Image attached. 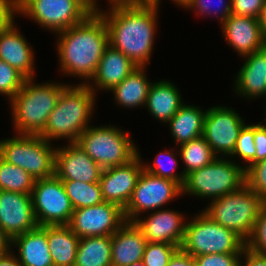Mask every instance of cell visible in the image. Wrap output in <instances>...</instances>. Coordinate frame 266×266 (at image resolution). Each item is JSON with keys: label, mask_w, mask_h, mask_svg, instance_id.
Segmentation results:
<instances>
[{"label": "cell", "mask_w": 266, "mask_h": 266, "mask_svg": "<svg viewBox=\"0 0 266 266\" xmlns=\"http://www.w3.org/2000/svg\"><path fill=\"white\" fill-rule=\"evenodd\" d=\"M110 4L108 12L98 11L108 29L109 45L137 67H146L154 46L159 6L150 1Z\"/></svg>", "instance_id": "obj_1"}, {"label": "cell", "mask_w": 266, "mask_h": 266, "mask_svg": "<svg viewBox=\"0 0 266 266\" xmlns=\"http://www.w3.org/2000/svg\"><path fill=\"white\" fill-rule=\"evenodd\" d=\"M59 35V36H58ZM56 49L63 74L92 79L97 65L109 45V34L103 17L91 13L84 21L57 34Z\"/></svg>", "instance_id": "obj_2"}, {"label": "cell", "mask_w": 266, "mask_h": 266, "mask_svg": "<svg viewBox=\"0 0 266 266\" xmlns=\"http://www.w3.org/2000/svg\"><path fill=\"white\" fill-rule=\"evenodd\" d=\"M95 95L87 84L67 85L39 135L49 142L62 138L76 143L89 127Z\"/></svg>", "instance_id": "obj_3"}, {"label": "cell", "mask_w": 266, "mask_h": 266, "mask_svg": "<svg viewBox=\"0 0 266 266\" xmlns=\"http://www.w3.org/2000/svg\"><path fill=\"white\" fill-rule=\"evenodd\" d=\"M68 84H36L26 79L20 91L10 100L13 124L18 134L39 135Z\"/></svg>", "instance_id": "obj_4"}, {"label": "cell", "mask_w": 266, "mask_h": 266, "mask_svg": "<svg viewBox=\"0 0 266 266\" xmlns=\"http://www.w3.org/2000/svg\"><path fill=\"white\" fill-rule=\"evenodd\" d=\"M211 201L203 212L247 242L265 202L246 184L237 191Z\"/></svg>", "instance_id": "obj_5"}, {"label": "cell", "mask_w": 266, "mask_h": 266, "mask_svg": "<svg viewBox=\"0 0 266 266\" xmlns=\"http://www.w3.org/2000/svg\"><path fill=\"white\" fill-rule=\"evenodd\" d=\"M115 126H89L76 144L102 169L130 163L138 155L131 136Z\"/></svg>", "instance_id": "obj_6"}, {"label": "cell", "mask_w": 266, "mask_h": 266, "mask_svg": "<svg viewBox=\"0 0 266 266\" xmlns=\"http://www.w3.org/2000/svg\"><path fill=\"white\" fill-rule=\"evenodd\" d=\"M246 242L235 232L216 223L203 211L186 224L181 249L193 257L207 254H242Z\"/></svg>", "instance_id": "obj_7"}, {"label": "cell", "mask_w": 266, "mask_h": 266, "mask_svg": "<svg viewBox=\"0 0 266 266\" xmlns=\"http://www.w3.org/2000/svg\"><path fill=\"white\" fill-rule=\"evenodd\" d=\"M244 185L245 168L223 156H217L207 166L185 176L182 194L213 200L237 191Z\"/></svg>", "instance_id": "obj_8"}, {"label": "cell", "mask_w": 266, "mask_h": 266, "mask_svg": "<svg viewBox=\"0 0 266 266\" xmlns=\"http://www.w3.org/2000/svg\"><path fill=\"white\" fill-rule=\"evenodd\" d=\"M51 142L40 135L18 134L0 140V157L28 172L35 180L55 176V153Z\"/></svg>", "instance_id": "obj_9"}, {"label": "cell", "mask_w": 266, "mask_h": 266, "mask_svg": "<svg viewBox=\"0 0 266 266\" xmlns=\"http://www.w3.org/2000/svg\"><path fill=\"white\" fill-rule=\"evenodd\" d=\"M18 14L59 33L84 21L92 12L80 0H17Z\"/></svg>", "instance_id": "obj_10"}, {"label": "cell", "mask_w": 266, "mask_h": 266, "mask_svg": "<svg viewBox=\"0 0 266 266\" xmlns=\"http://www.w3.org/2000/svg\"><path fill=\"white\" fill-rule=\"evenodd\" d=\"M31 199L39 226L68 225L74 209L62 181L56 176L37 179Z\"/></svg>", "instance_id": "obj_11"}, {"label": "cell", "mask_w": 266, "mask_h": 266, "mask_svg": "<svg viewBox=\"0 0 266 266\" xmlns=\"http://www.w3.org/2000/svg\"><path fill=\"white\" fill-rule=\"evenodd\" d=\"M182 187L175 181L154 176L143 170L137 180L131 199L124 209L126 221H134L142 212L162 208L167 202L181 196Z\"/></svg>", "instance_id": "obj_12"}, {"label": "cell", "mask_w": 266, "mask_h": 266, "mask_svg": "<svg viewBox=\"0 0 266 266\" xmlns=\"http://www.w3.org/2000/svg\"><path fill=\"white\" fill-rule=\"evenodd\" d=\"M125 222L124 209L117 204L103 202L74 209L67 226L79 238L112 236Z\"/></svg>", "instance_id": "obj_13"}, {"label": "cell", "mask_w": 266, "mask_h": 266, "mask_svg": "<svg viewBox=\"0 0 266 266\" xmlns=\"http://www.w3.org/2000/svg\"><path fill=\"white\" fill-rule=\"evenodd\" d=\"M243 121L244 119L229 107L215 106L207 110L203 137L216 156L222 154L225 157L233 153L240 132L246 125Z\"/></svg>", "instance_id": "obj_14"}, {"label": "cell", "mask_w": 266, "mask_h": 266, "mask_svg": "<svg viewBox=\"0 0 266 266\" xmlns=\"http://www.w3.org/2000/svg\"><path fill=\"white\" fill-rule=\"evenodd\" d=\"M143 164L138 155L125 165L104 168L99 180L104 202L114 203L125 209L143 171Z\"/></svg>", "instance_id": "obj_15"}, {"label": "cell", "mask_w": 266, "mask_h": 266, "mask_svg": "<svg viewBox=\"0 0 266 266\" xmlns=\"http://www.w3.org/2000/svg\"><path fill=\"white\" fill-rule=\"evenodd\" d=\"M38 226L31 195L0 190V228L11 240Z\"/></svg>", "instance_id": "obj_16"}, {"label": "cell", "mask_w": 266, "mask_h": 266, "mask_svg": "<svg viewBox=\"0 0 266 266\" xmlns=\"http://www.w3.org/2000/svg\"><path fill=\"white\" fill-rule=\"evenodd\" d=\"M61 147V148H60ZM55 153V176L61 181L99 182L102 168L76 143L60 146Z\"/></svg>", "instance_id": "obj_17"}, {"label": "cell", "mask_w": 266, "mask_h": 266, "mask_svg": "<svg viewBox=\"0 0 266 266\" xmlns=\"http://www.w3.org/2000/svg\"><path fill=\"white\" fill-rule=\"evenodd\" d=\"M148 215L144 220H134L147 242L168 243L181 248L185 237L186 217L178 211L168 209H160Z\"/></svg>", "instance_id": "obj_18"}, {"label": "cell", "mask_w": 266, "mask_h": 266, "mask_svg": "<svg viewBox=\"0 0 266 266\" xmlns=\"http://www.w3.org/2000/svg\"><path fill=\"white\" fill-rule=\"evenodd\" d=\"M222 32L226 43L242 57L252 54L266 46L258 19L231 14L222 23Z\"/></svg>", "instance_id": "obj_19"}, {"label": "cell", "mask_w": 266, "mask_h": 266, "mask_svg": "<svg viewBox=\"0 0 266 266\" xmlns=\"http://www.w3.org/2000/svg\"><path fill=\"white\" fill-rule=\"evenodd\" d=\"M136 68L137 66L126 55L108 45L91 79L95 86L90 82H87V85L94 93L100 88L110 91Z\"/></svg>", "instance_id": "obj_20"}, {"label": "cell", "mask_w": 266, "mask_h": 266, "mask_svg": "<svg viewBox=\"0 0 266 266\" xmlns=\"http://www.w3.org/2000/svg\"><path fill=\"white\" fill-rule=\"evenodd\" d=\"M147 240L134 221H126L111 236V265L130 266L143 259Z\"/></svg>", "instance_id": "obj_21"}, {"label": "cell", "mask_w": 266, "mask_h": 266, "mask_svg": "<svg viewBox=\"0 0 266 266\" xmlns=\"http://www.w3.org/2000/svg\"><path fill=\"white\" fill-rule=\"evenodd\" d=\"M14 22L0 36V60L17 69L27 79H34V54Z\"/></svg>", "instance_id": "obj_22"}, {"label": "cell", "mask_w": 266, "mask_h": 266, "mask_svg": "<svg viewBox=\"0 0 266 266\" xmlns=\"http://www.w3.org/2000/svg\"><path fill=\"white\" fill-rule=\"evenodd\" d=\"M245 63L239 70L235 91L246 98L266 96V46L250 55L244 56ZM240 93V94H239Z\"/></svg>", "instance_id": "obj_23"}, {"label": "cell", "mask_w": 266, "mask_h": 266, "mask_svg": "<svg viewBox=\"0 0 266 266\" xmlns=\"http://www.w3.org/2000/svg\"><path fill=\"white\" fill-rule=\"evenodd\" d=\"M23 266H54L47 241V226H38L12 239ZM19 256V257H18Z\"/></svg>", "instance_id": "obj_24"}, {"label": "cell", "mask_w": 266, "mask_h": 266, "mask_svg": "<svg viewBox=\"0 0 266 266\" xmlns=\"http://www.w3.org/2000/svg\"><path fill=\"white\" fill-rule=\"evenodd\" d=\"M179 89L170 81L152 83L145 107L150 114L163 123H168L184 104Z\"/></svg>", "instance_id": "obj_25"}, {"label": "cell", "mask_w": 266, "mask_h": 266, "mask_svg": "<svg viewBox=\"0 0 266 266\" xmlns=\"http://www.w3.org/2000/svg\"><path fill=\"white\" fill-rule=\"evenodd\" d=\"M207 111L198 106L183 104L167 123L176 144L182 145L203 136L204 120Z\"/></svg>", "instance_id": "obj_26"}, {"label": "cell", "mask_w": 266, "mask_h": 266, "mask_svg": "<svg viewBox=\"0 0 266 266\" xmlns=\"http://www.w3.org/2000/svg\"><path fill=\"white\" fill-rule=\"evenodd\" d=\"M80 238L67 226H47V241L54 266H74Z\"/></svg>", "instance_id": "obj_27"}, {"label": "cell", "mask_w": 266, "mask_h": 266, "mask_svg": "<svg viewBox=\"0 0 266 266\" xmlns=\"http://www.w3.org/2000/svg\"><path fill=\"white\" fill-rule=\"evenodd\" d=\"M146 67H137L112 90L116 104L123 107L145 106L152 82L145 75Z\"/></svg>", "instance_id": "obj_28"}, {"label": "cell", "mask_w": 266, "mask_h": 266, "mask_svg": "<svg viewBox=\"0 0 266 266\" xmlns=\"http://www.w3.org/2000/svg\"><path fill=\"white\" fill-rule=\"evenodd\" d=\"M74 266H112L111 236L81 237Z\"/></svg>", "instance_id": "obj_29"}, {"label": "cell", "mask_w": 266, "mask_h": 266, "mask_svg": "<svg viewBox=\"0 0 266 266\" xmlns=\"http://www.w3.org/2000/svg\"><path fill=\"white\" fill-rule=\"evenodd\" d=\"M178 154L185 165L182 173L187 174L210 164L217 156L203 136L179 146Z\"/></svg>", "instance_id": "obj_30"}, {"label": "cell", "mask_w": 266, "mask_h": 266, "mask_svg": "<svg viewBox=\"0 0 266 266\" xmlns=\"http://www.w3.org/2000/svg\"><path fill=\"white\" fill-rule=\"evenodd\" d=\"M73 209L99 205L104 202L99 182L62 181Z\"/></svg>", "instance_id": "obj_31"}, {"label": "cell", "mask_w": 266, "mask_h": 266, "mask_svg": "<svg viewBox=\"0 0 266 266\" xmlns=\"http://www.w3.org/2000/svg\"><path fill=\"white\" fill-rule=\"evenodd\" d=\"M35 181L24 169L0 157V190L31 195Z\"/></svg>", "instance_id": "obj_32"}, {"label": "cell", "mask_w": 266, "mask_h": 266, "mask_svg": "<svg viewBox=\"0 0 266 266\" xmlns=\"http://www.w3.org/2000/svg\"><path fill=\"white\" fill-rule=\"evenodd\" d=\"M175 156H178V154H174L173 151L161 152L154 159L153 165L152 163L148 165L143 164V170L157 177L171 179L182 187L185 180V175L183 173H175L174 170L176 167H178V161L176 160ZM164 158H166L167 161H163Z\"/></svg>", "instance_id": "obj_33"}, {"label": "cell", "mask_w": 266, "mask_h": 266, "mask_svg": "<svg viewBox=\"0 0 266 266\" xmlns=\"http://www.w3.org/2000/svg\"><path fill=\"white\" fill-rule=\"evenodd\" d=\"M26 77L8 63L0 60V93L11 100L23 87Z\"/></svg>", "instance_id": "obj_34"}, {"label": "cell", "mask_w": 266, "mask_h": 266, "mask_svg": "<svg viewBox=\"0 0 266 266\" xmlns=\"http://www.w3.org/2000/svg\"><path fill=\"white\" fill-rule=\"evenodd\" d=\"M178 249V246L168 243L147 242L142 261L145 266H168Z\"/></svg>", "instance_id": "obj_35"}, {"label": "cell", "mask_w": 266, "mask_h": 266, "mask_svg": "<svg viewBox=\"0 0 266 266\" xmlns=\"http://www.w3.org/2000/svg\"><path fill=\"white\" fill-rule=\"evenodd\" d=\"M245 168V184L266 203V158Z\"/></svg>", "instance_id": "obj_36"}, {"label": "cell", "mask_w": 266, "mask_h": 266, "mask_svg": "<svg viewBox=\"0 0 266 266\" xmlns=\"http://www.w3.org/2000/svg\"><path fill=\"white\" fill-rule=\"evenodd\" d=\"M254 124L245 125L236 141L233 153L229 157L238 156L247 162V166L255 163Z\"/></svg>", "instance_id": "obj_37"}, {"label": "cell", "mask_w": 266, "mask_h": 266, "mask_svg": "<svg viewBox=\"0 0 266 266\" xmlns=\"http://www.w3.org/2000/svg\"><path fill=\"white\" fill-rule=\"evenodd\" d=\"M223 1L224 0H219V3H218L219 7L217 5V9L218 10L217 9H213L214 12L211 9L212 8V4L211 3H216V2L212 1V0H189L183 6V8H187V9H191V10L193 9V11L196 10L199 15H203L204 14V16L205 15H210L211 13L213 15H216L215 13L220 14L221 16L220 15L218 16V18H219L218 20H220L219 22H221V24H222L232 14L231 0H229V2H223Z\"/></svg>", "instance_id": "obj_38"}, {"label": "cell", "mask_w": 266, "mask_h": 266, "mask_svg": "<svg viewBox=\"0 0 266 266\" xmlns=\"http://www.w3.org/2000/svg\"><path fill=\"white\" fill-rule=\"evenodd\" d=\"M250 251L266 255V203L261 207L251 237L246 242Z\"/></svg>", "instance_id": "obj_39"}, {"label": "cell", "mask_w": 266, "mask_h": 266, "mask_svg": "<svg viewBox=\"0 0 266 266\" xmlns=\"http://www.w3.org/2000/svg\"><path fill=\"white\" fill-rule=\"evenodd\" d=\"M242 254H207L194 257L196 266H239Z\"/></svg>", "instance_id": "obj_40"}, {"label": "cell", "mask_w": 266, "mask_h": 266, "mask_svg": "<svg viewBox=\"0 0 266 266\" xmlns=\"http://www.w3.org/2000/svg\"><path fill=\"white\" fill-rule=\"evenodd\" d=\"M265 0H231L232 14L258 19Z\"/></svg>", "instance_id": "obj_41"}, {"label": "cell", "mask_w": 266, "mask_h": 266, "mask_svg": "<svg viewBox=\"0 0 266 266\" xmlns=\"http://www.w3.org/2000/svg\"><path fill=\"white\" fill-rule=\"evenodd\" d=\"M17 13V0H0V36L14 22Z\"/></svg>", "instance_id": "obj_42"}, {"label": "cell", "mask_w": 266, "mask_h": 266, "mask_svg": "<svg viewBox=\"0 0 266 266\" xmlns=\"http://www.w3.org/2000/svg\"><path fill=\"white\" fill-rule=\"evenodd\" d=\"M255 163L266 158V126L254 124Z\"/></svg>", "instance_id": "obj_43"}, {"label": "cell", "mask_w": 266, "mask_h": 266, "mask_svg": "<svg viewBox=\"0 0 266 266\" xmlns=\"http://www.w3.org/2000/svg\"><path fill=\"white\" fill-rule=\"evenodd\" d=\"M243 256L245 262L241 260ZM241 259L239 266H266V255L252 252L248 248L243 250Z\"/></svg>", "instance_id": "obj_44"}, {"label": "cell", "mask_w": 266, "mask_h": 266, "mask_svg": "<svg viewBox=\"0 0 266 266\" xmlns=\"http://www.w3.org/2000/svg\"><path fill=\"white\" fill-rule=\"evenodd\" d=\"M168 266H196L194 257L179 248L170 258Z\"/></svg>", "instance_id": "obj_45"}, {"label": "cell", "mask_w": 266, "mask_h": 266, "mask_svg": "<svg viewBox=\"0 0 266 266\" xmlns=\"http://www.w3.org/2000/svg\"><path fill=\"white\" fill-rule=\"evenodd\" d=\"M11 247V238L0 228V256L8 254L11 251Z\"/></svg>", "instance_id": "obj_46"}, {"label": "cell", "mask_w": 266, "mask_h": 266, "mask_svg": "<svg viewBox=\"0 0 266 266\" xmlns=\"http://www.w3.org/2000/svg\"><path fill=\"white\" fill-rule=\"evenodd\" d=\"M11 250L8 254L0 256V266H23Z\"/></svg>", "instance_id": "obj_47"}, {"label": "cell", "mask_w": 266, "mask_h": 266, "mask_svg": "<svg viewBox=\"0 0 266 266\" xmlns=\"http://www.w3.org/2000/svg\"><path fill=\"white\" fill-rule=\"evenodd\" d=\"M258 22H259L262 34L266 38V0L264 3V6L260 12V15L258 17Z\"/></svg>", "instance_id": "obj_48"}, {"label": "cell", "mask_w": 266, "mask_h": 266, "mask_svg": "<svg viewBox=\"0 0 266 266\" xmlns=\"http://www.w3.org/2000/svg\"><path fill=\"white\" fill-rule=\"evenodd\" d=\"M92 13L99 11L96 0H80Z\"/></svg>", "instance_id": "obj_49"}, {"label": "cell", "mask_w": 266, "mask_h": 266, "mask_svg": "<svg viewBox=\"0 0 266 266\" xmlns=\"http://www.w3.org/2000/svg\"><path fill=\"white\" fill-rule=\"evenodd\" d=\"M149 1L159 6L160 0H149ZM171 1H174V3L183 7L189 0H171Z\"/></svg>", "instance_id": "obj_50"}, {"label": "cell", "mask_w": 266, "mask_h": 266, "mask_svg": "<svg viewBox=\"0 0 266 266\" xmlns=\"http://www.w3.org/2000/svg\"><path fill=\"white\" fill-rule=\"evenodd\" d=\"M130 266H145V265H144L143 261L141 260V261H138V262L133 263Z\"/></svg>", "instance_id": "obj_51"}]
</instances>
